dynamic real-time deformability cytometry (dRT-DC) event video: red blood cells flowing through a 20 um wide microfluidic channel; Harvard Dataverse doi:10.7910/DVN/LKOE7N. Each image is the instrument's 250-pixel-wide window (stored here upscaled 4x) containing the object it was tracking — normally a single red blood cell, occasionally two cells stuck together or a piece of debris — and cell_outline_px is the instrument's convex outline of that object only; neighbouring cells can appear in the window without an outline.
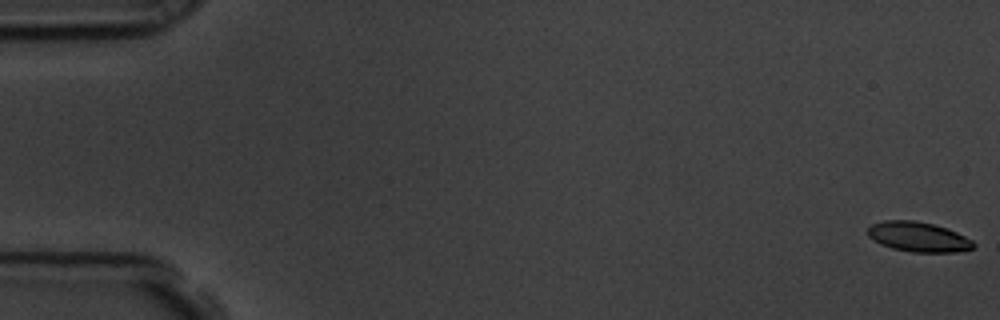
{"species": "common noctule bat (a hibernating species)", "species_latin": "Nyctalus noctula", "temperature_condition": "room temperature", "stored_images_in_passage": 58, "camera_frame_rate_fps": 3000, "um_per_image_px": 0.085, "animal": {"sex": "male", "body_mass_g": 19.5, "forearm_length_mm": 54.6}, "frame": {"image": 1, "passage_image": 1, "time_ms": 0.0, "image_size_px": [1000, 320], "cell_outline_px": [[976, 244], [972, 248], [956, 252], [912, 252], [892, 248], [880, 244], [868, 236], [868, 228], [872, 224], [884, 220], [912, 220], [932, 224], [956, 232], [972, 240]], "centroid_in_image_um": [78.03, 20.14], "position_along_channel_um": 7.0, "area_um2": 18.21}}
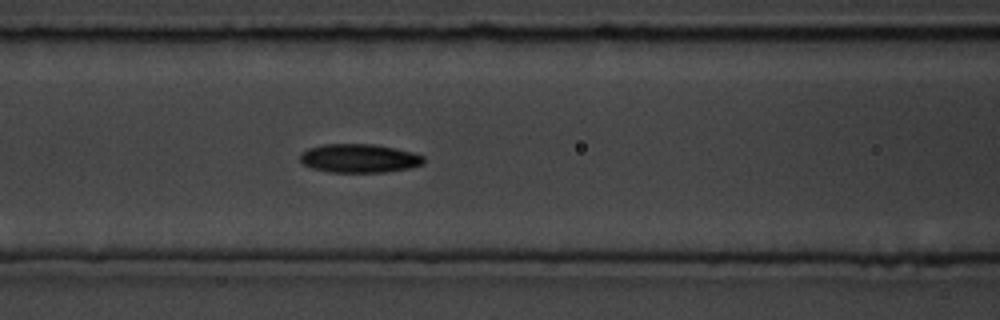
{"frame": {"image": 2, "passage_image": 25, "time_ms": 8.0, "image_size_px": [1000, 320], "cell_outline_px": [[424, 164], [408, 168], [384, 172], [332, 172], [312, 168], [304, 164], [300, 160], [300, 152], [308, 148], [324, 144], [376, 144], [412, 152], [424, 156]], "centroid_in_image_um": [30.53, 13.45], "position_along_channel_um": 136.1, "area_um2": 20.63}}
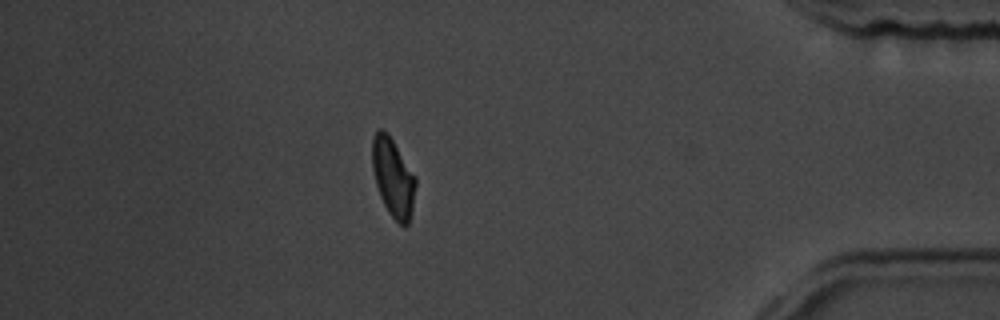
{"frame": {"image": 3, "passage_image": 51, "time_ms": 16.667, "image_size_px": [1000, 320], "cell_outline_px": [[416, 184], [412, 208], [408, 224], [400, 224], [388, 212], [380, 196], [376, 184], [372, 168], [372, 136], [380, 128], [384, 128], [388, 132], [416, 176]], "centroid_in_image_um": [33.4, 15.02], "position_along_channel_um": 401.8, "area_um2": 19.88}, "authors_computed_cell_mechanics": {"area_um2": 19.7965, "velocity_mm_per_s": 3.5444, "shape_relaxation_time_tau1_ms": 3.1924, "shape_relaxation_time_tau2_ms": 5.2929, "deformation_change_tau1": 0.1432, "deformation_change_tau2": 0.1191}}